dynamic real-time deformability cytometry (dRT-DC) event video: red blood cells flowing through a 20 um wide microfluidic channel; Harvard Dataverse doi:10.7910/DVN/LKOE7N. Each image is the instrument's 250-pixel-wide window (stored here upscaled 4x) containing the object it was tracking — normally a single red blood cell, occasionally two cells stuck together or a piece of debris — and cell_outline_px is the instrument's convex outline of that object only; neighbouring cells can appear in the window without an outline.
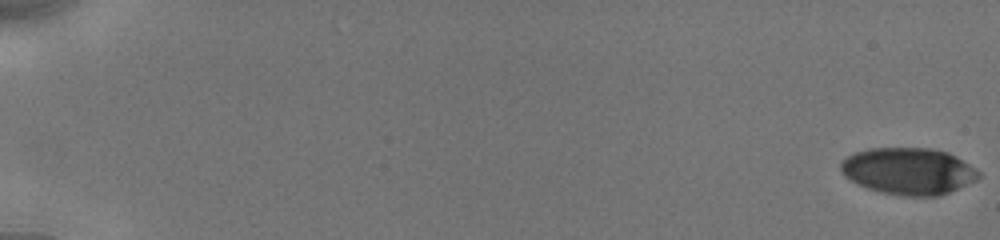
{"species": "human", "species_latin": "Homo sapiens", "temperature_condition": "cold", "stored_images_in_passage": 35, "camera_frame_rate_fps": 3000, "um_per_image_px": 0.085, "donor": {"sex": "male"}, "frame": {"image": 1, "passage_image": 1, "time_ms": 0.0, "image_size_px": [1000, 240], "cell_outline_px": [[980, 176], [976, 180], [940, 196], [900, 196], [880, 192], [856, 184], [844, 176], [840, 168], [840, 160], [856, 152], [868, 148], [932, 148], [948, 152], [956, 156], [976, 168], [980, 172]], "centroid_in_image_um": [77.21, 14.54], "position_along_channel_um": 7.8, "area_um2": 37.86}}
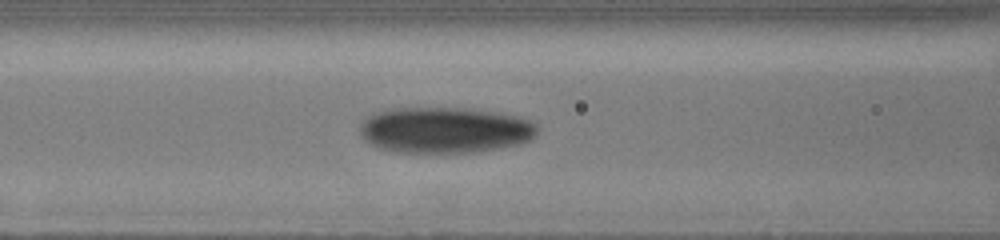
{"frame": {"image": 2, "passage_image": 25, "time_ms": 8.333, "image_size_px": [1000, 240], "cell_outline_px": [[540, 128], [536, 136], [532, 140], [500, 148], [472, 152], [396, 152], [376, 148], [364, 140], [360, 136], [360, 124], [372, 112], [392, 108], [460, 108], [496, 112], [520, 116], [536, 124]], "centroid_in_image_um": [37.79, 11.05], "position_along_channel_um": 128.8, "area_um2": 47.97}}
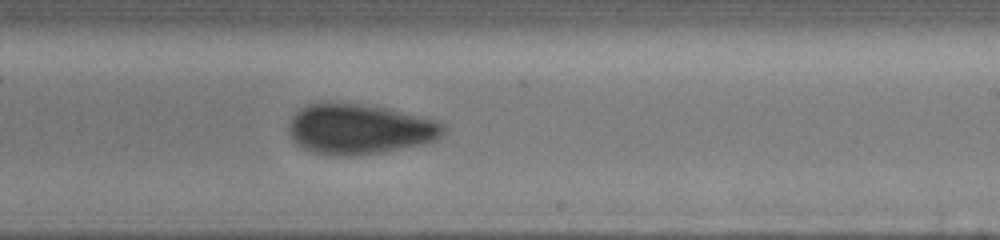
{"frame": {"image": 3, "passage_image": 35, "time_ms": 11.667, "image_size_px": [1000, 240], "cell_outline_px": [[448, 128], [436, 140], [424, 144], [360, 156], [328, 156], [312, 152], [296, 144], [292, 140], [288, 132], [288, 128], [292, 116], [300, 108], [308, 104], [356, 104], [384, 108], [436, 120], [444, 124]], "centroid_in_image_um": [30.55, 11.01], "position_along_channel_um": 258.5, "area_um2": 45.14}}